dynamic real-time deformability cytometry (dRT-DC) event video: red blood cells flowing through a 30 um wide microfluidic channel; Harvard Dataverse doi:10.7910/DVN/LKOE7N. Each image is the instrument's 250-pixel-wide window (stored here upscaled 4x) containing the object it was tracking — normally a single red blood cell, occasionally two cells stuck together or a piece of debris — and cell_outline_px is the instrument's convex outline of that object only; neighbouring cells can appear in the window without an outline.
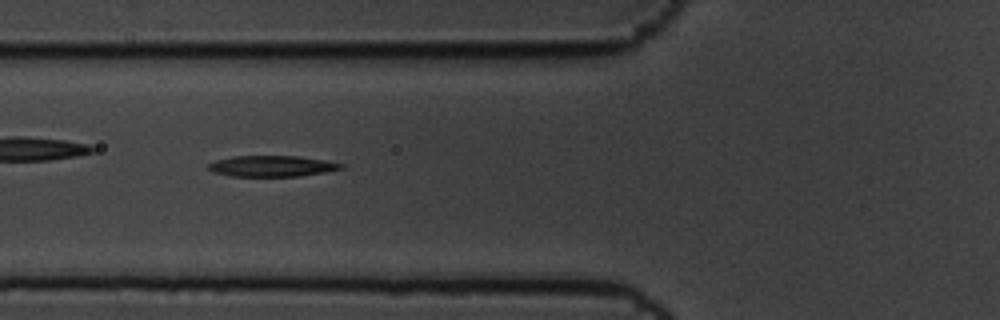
{"species": "common noctule bat (a hibernating species)", "species_latin": "Nyctalus noctula", "temperature_condition": "cold", "stored_images_in_passage": 7, "camera_frame_rate_fps": 3000, "um_per_image_px": 0.085, "animal": {"sex": "male", "body_mass_g": 19.5, "forearm_length_mm": 54.6}, "frame": {"image": 1, "passage_image": 6, "time_ms": 1.667, "image_size_px": [1000, 320], "cell_outline_px": [[344, 168], [324, 172], [300, 176], [232, 176], [212, 172], [208, 168], [208, 164], [216, 160], [232, 156], [296, 156], [324, 160], [344, 164]], "centroid_in_image_um": [23.1, 14.12], "position_along_channel_um": 102.7, "area_um2": 16.13}}